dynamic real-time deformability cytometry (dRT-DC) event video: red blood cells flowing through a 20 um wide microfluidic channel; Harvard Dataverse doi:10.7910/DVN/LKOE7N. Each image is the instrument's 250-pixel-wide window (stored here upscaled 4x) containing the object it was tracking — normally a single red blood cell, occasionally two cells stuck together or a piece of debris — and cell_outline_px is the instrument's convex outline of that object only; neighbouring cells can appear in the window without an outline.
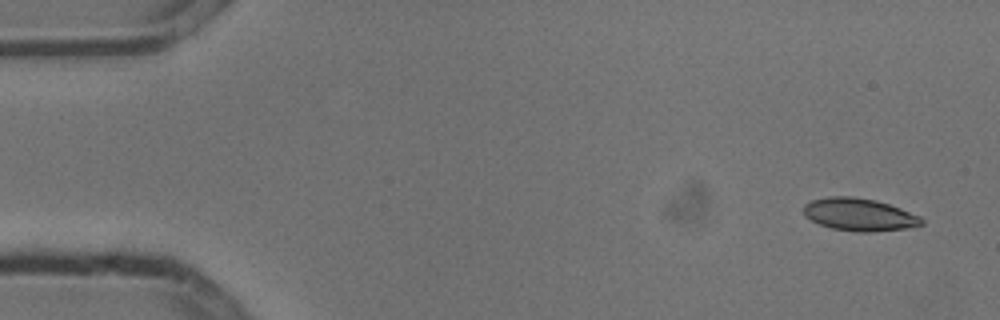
{"species": "common noctule bat (a hibernating species)", "species_latin": "Nyctalus noctula", "temperature_condition": "cold", "stored_images_in_passage": 7, "camera_frame_rate_fps": 3000, "um_per_image_px": 0.085, "animal": {"sex": "male", "body_mass_g": 13.3}, "frame": {"image": 1, "passage_image": 1, "time_ms": 0.0, "image_size_px": [1000, 320], "cell_outline_px": [[924, 224], [904, 228], [872, 232], [856, 232], [832, 228], [820, 224], [804, 216], [804, 204], [812, 200], [828, 196], [852, 196], [876, 200], [900, 208], [920, 216], [924, 220]], "centroid_in_image_um": [73.03, 18.23], "position_along_channel_um": 12.0, "area_um2": 22.37}}
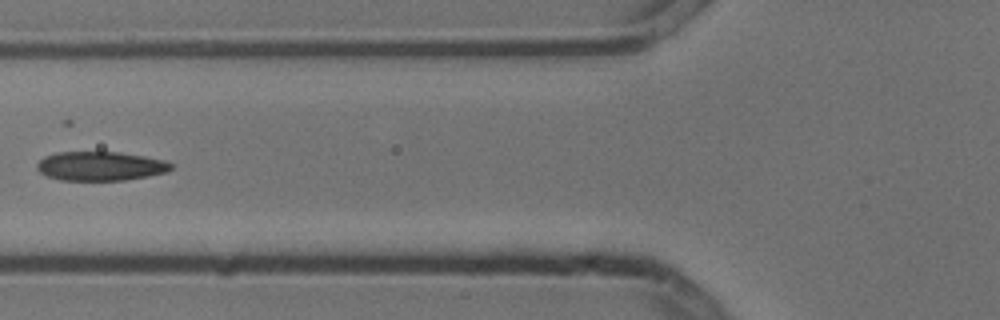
{"frame": {"image": 2, "passage_image": 6, "time_ms": 1.667, "image_size_px": [1000, 320], "cell_outline_px": [[172, 168], [168, 172], [148, 176], [124, 180], [60, 180], [48, 176], [40, 172], [36, 168], [36, 164], [44, 156], [56, 152], [116, 152], [144, 156], [164, 160], [172, 164]], "centroid_in_image_um": [8.52, 14.12], "position_along_channel_um": 117.3, "area_um2": 22.72}}
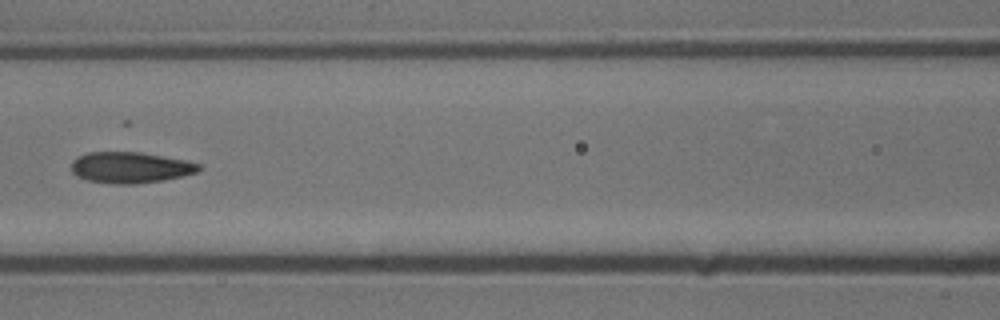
{"frame": {"image": 3, "passage_image": 7, "time_ms": 2.0, "image_size_px": [1000, 320], "cell_outline_px": [[204, 168], [196, 172], [164, 180], [136, 184], [112, 184], [88, 180], [76, 176], [72, 172], [72, 160], [88, 152], [140, 152], [184, 160], [200, 164]], "centroid_in_image_um": [11.07, 14.24], "position_along_channel_um": 155.5, "area_um2": 23.0}}